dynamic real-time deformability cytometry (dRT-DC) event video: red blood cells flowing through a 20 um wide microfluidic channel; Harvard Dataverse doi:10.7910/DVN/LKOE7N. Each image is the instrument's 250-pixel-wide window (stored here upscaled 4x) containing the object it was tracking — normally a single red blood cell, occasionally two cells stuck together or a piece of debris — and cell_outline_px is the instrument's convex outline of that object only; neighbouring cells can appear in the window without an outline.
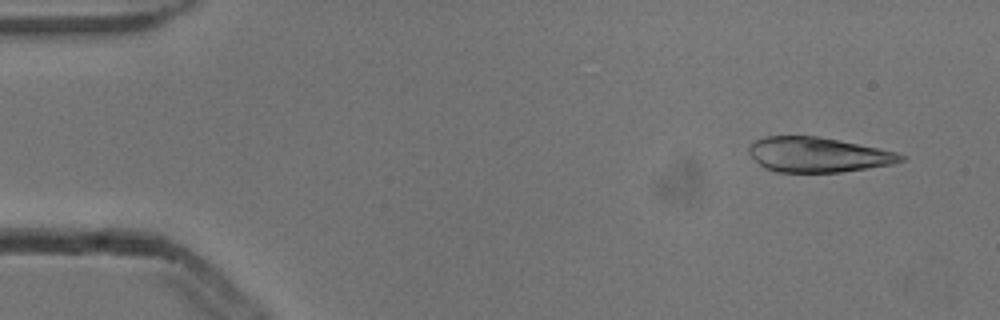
{"species": "common noctule bat (a hibernating species)", "species_latin": "Nyctalus noctula", "temperature_condition": "cold", "stored_images_in_passage": 4, "camera_frame_rate_fps": 3000, "um_per_image_px": 0.085, "animal": {"sex": "male", "body_mass_g": 13.3}, "frame": {"image": 1, "passage_image": 1, "time_ms": 0.0, "image_size_px": [1000, 320], "cell_outline_px": [[908, 160], [892, 164], [868, 168], [840, 172], [776, 172], [764, 168], [748, 152], [748, 148], [756, 140], [768, 136], [820, 136], [896, 152], [904, 156]], "centroid_in_image_um": [69.54, 13.15], "position_along_channel_um": 15.5, "area_um2": 30.75}}